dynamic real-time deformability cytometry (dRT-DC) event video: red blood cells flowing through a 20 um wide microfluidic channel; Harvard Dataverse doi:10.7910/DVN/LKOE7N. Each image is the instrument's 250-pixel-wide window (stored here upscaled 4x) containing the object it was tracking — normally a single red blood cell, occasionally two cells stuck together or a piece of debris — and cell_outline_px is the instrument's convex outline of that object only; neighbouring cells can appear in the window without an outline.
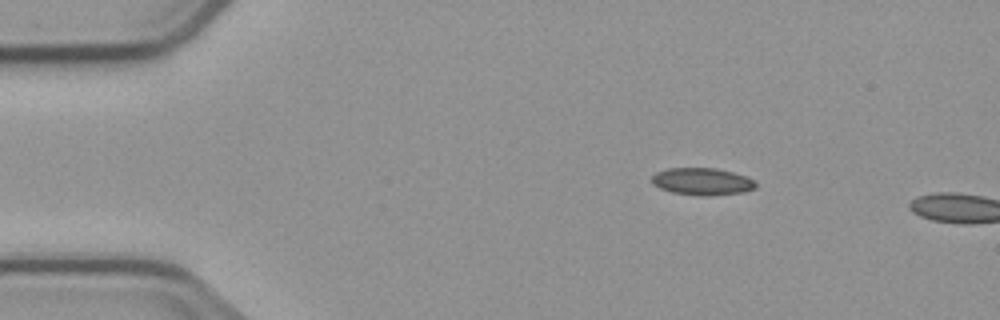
{"species": "common noctule bat (a hibernating species)", "species_latin": "Nyctalus noctula", "temperature_condition": "cold", "stored_images_in_passage": 2, "camera_frame_rate_fps": 3000, "um_per_image_px": 0.085, "animal": {"sex": "male", "body_mass_g": 23.1, "forearm_length_mm": 52.7}, "frame": {"image": 1, "passage_image": 1, "time_ms": 0.0, "image_size_px": [1000, 320], "cell_outline_px": [[756, 188], [744, 192], [704, 196], [700, 196], [672, 192], [660, 188], [652, 184], [652, 176], [656, 172], [668, 168], [716, 168], [748, 176], [756, 184]], "centroid_in_image_um": [59.68, 15.42], "position_along_channel_um": 25.3, "area_um2": 16.47}}